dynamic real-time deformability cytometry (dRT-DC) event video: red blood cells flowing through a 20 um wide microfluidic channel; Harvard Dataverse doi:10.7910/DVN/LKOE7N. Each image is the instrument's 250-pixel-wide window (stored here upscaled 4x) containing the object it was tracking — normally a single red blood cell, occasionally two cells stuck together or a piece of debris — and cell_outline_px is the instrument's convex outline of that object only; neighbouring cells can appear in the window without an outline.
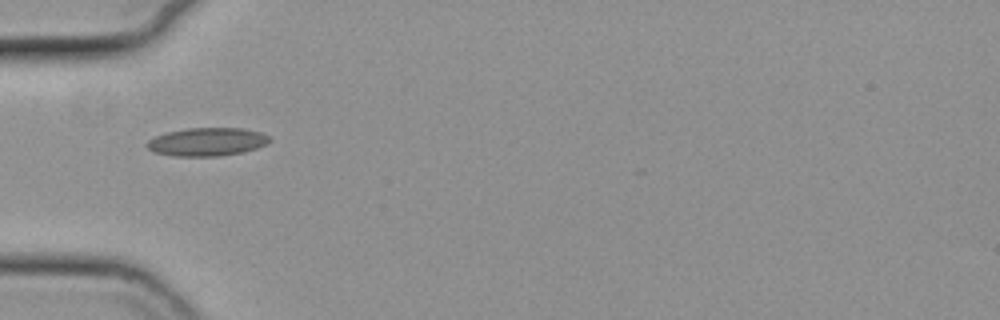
{"species": "common noctule bat (a hibernating species)", "species_latin": "Nyctalus noctula", "temperature_condition": "cold", "stored_images_in_passage": 34, "camera_frame_rate_fps": 3000, "um_per_image_px": 0.085, "animal": {"sex": "female", "body_mass_g": 19.3, "forearm_length_mm": 54.1}, "frame": {"image": 1, "passage_image": 1, "time_ms": 0.0, "image_size_px": [1000, 320], "cell_outline_px": [[272, 140], [256, 148], [244, 152], [220, 156], [176, 156], [156, 152], [148, 148], [144, 144], [148, 140], [156, 136], [168, 132], [188, 128], [244, 128], [260, 132], [268, 136]], "centroid_in_image_um": [17.61, 12.05], "position_along_channel_um": 67.4, "area_um2": 20.06}}
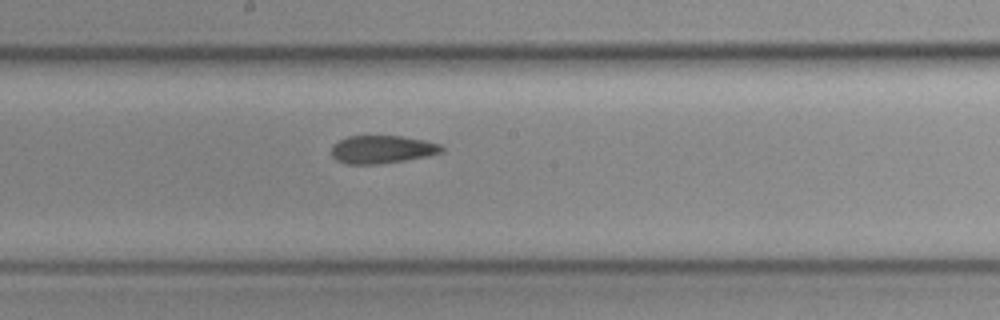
{"frame": {"image": 2, "passage_image": 13, "time_ms": 4.0, "image_size_px": [1000, 320], "cell_outline_px": [[444, 152], [428, 156], [404, 160], [376, 164], [344, 164], [336, 160], [332, 156], [332, 144], [348, 136], [400, 136], [424, 140], [440, 144], [444, 148]], "centroid_in_image_um": [32.47, 12.7], "position_along_channel_um": 215.7, "area_um2": 17.98}}
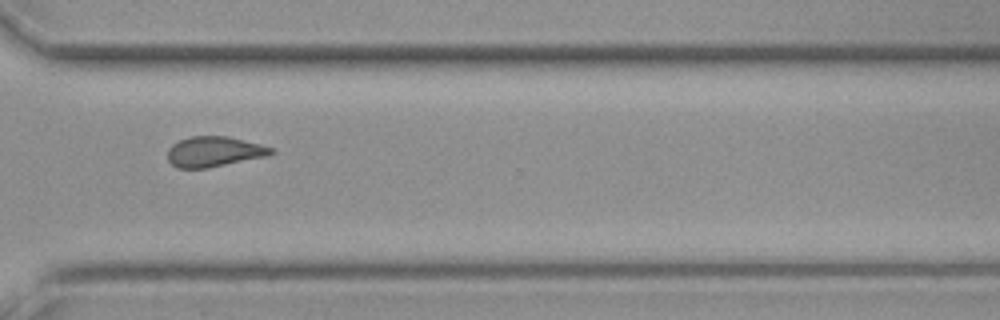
{"frame": {"image": 3, "passage_image": 24, "time_ms": 7.667, "image_size_px": [1000, 320], "cell_outline_px": [[276, 152], [268, 156], [208, 168], [176, 168], [168, 160], [168, 148], [172, 144], [180, 140], [192, 136], [228, 136], [276, 148]], "centroid_in_image_um": [18.24, 12.89], "position_along_channel_um": 352.4, "area_um2": 18.44}, "authors_computed_cell_mechanics": {"area_um2": 18.2937, "velocity_mm_per_s": 3.7304, "shape_relaxation_time_tau1_ms": null, "shape_relaxation_time_tau2_ms": 4.3842, "deformation_change_tau1": null, "deformation_change_tau2": 0.1232}}